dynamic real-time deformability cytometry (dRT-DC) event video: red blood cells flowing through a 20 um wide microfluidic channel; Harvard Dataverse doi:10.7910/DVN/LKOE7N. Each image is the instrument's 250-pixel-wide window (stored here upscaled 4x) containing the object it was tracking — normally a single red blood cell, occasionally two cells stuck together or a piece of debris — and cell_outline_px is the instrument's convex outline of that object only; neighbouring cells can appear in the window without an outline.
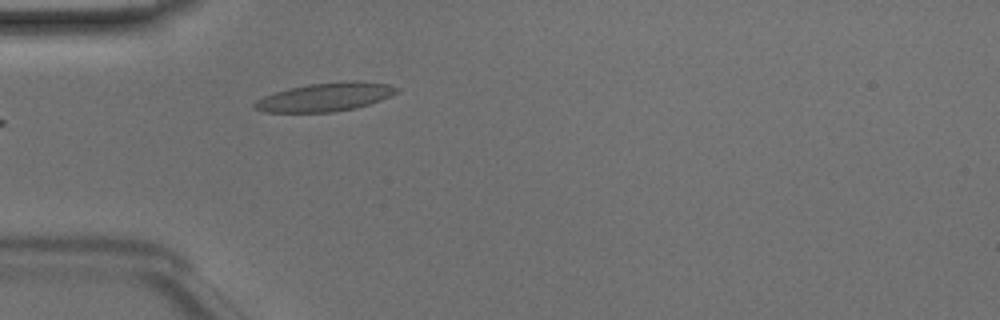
{"species": "Egyptian fruit bat (a non-hibernating species)", "species_latin": "Rousettus aegyptiacus", "temperature_condition": "room temperature", "stored_images_in_passage": 35, "camera_frame_rate_fps": 3000, "um_per_image_px": 0.085, "animal": {"sex": "male"}, "frame": {"image": 1, "passage_image": 1, "time_ms": 0.0, "image_size_px": [1000, 320], "cell_outline_px": [[396, 92], [380, 100], [356, 108], [332, 112], [264, 112], [252, 108], [252, 104], [256, 100], [264, 96], [288, 88], [312, 84], [348, 80], [360, 80], [388, 84], [396, 88]], "centroid_in_image_um": [27.59, 8.25], "position_along_channel_um": 57.4, "area_um2": 23.47}}
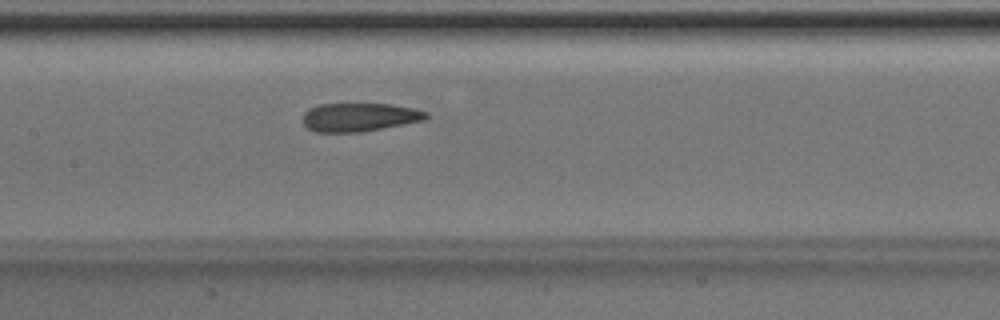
{"frame": {"image": 2, "passage_image": 10, "time_ms": 3.0, "image_size_px": [1000, 320], "cell_outline_px": [[428, 116], [424, 120], [360, 132], [316, 132], [308, 128], [304, 124], [304, 112], [308, 108], [320, 104], [392, 104], [412, 108], [428, 112]], "centroid_in_image_um": [30.53, 9.95], "position_along_channel_um": 176.9, "area_um2": 20.29}}
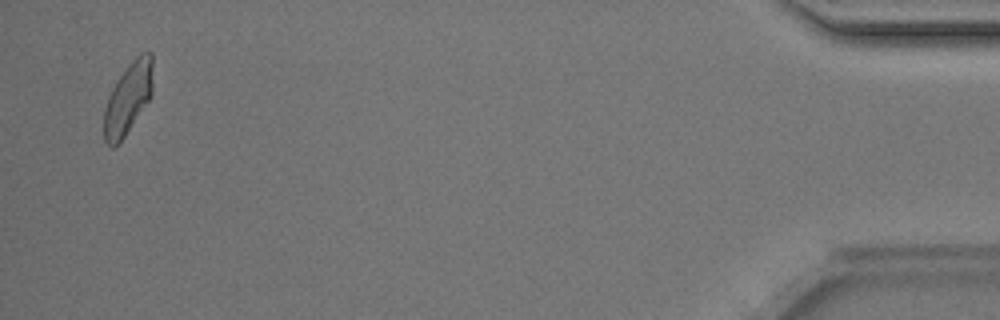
{"frame": {"image": 3, "passage_image": 34, "time_ms": 11.0, "image_size_px": [1000, 320], "cell_outline_px": [[152, 96], [124, 136], [112, 148], [104, 140], [104, 108], [108, 96], [112, 88], [128, 64], [140, 52], [152, 52]], "centroid_in_image_um": [10.89, 8.32], "position_along_channel_um": 424.3, "area_um2": 20.17}, "authors_computed_cell_mechanics": {"area_um2": 20.8658, "velocity_mm_per_s": 4.1351, "shape_relaxation_time_tau1_ms": 8.3675, "shape_relaxation_time_tau2_ms": 1.9717, "deformation_change_tau1": 0.2113, "deformation_change_tau2": 0.084}}